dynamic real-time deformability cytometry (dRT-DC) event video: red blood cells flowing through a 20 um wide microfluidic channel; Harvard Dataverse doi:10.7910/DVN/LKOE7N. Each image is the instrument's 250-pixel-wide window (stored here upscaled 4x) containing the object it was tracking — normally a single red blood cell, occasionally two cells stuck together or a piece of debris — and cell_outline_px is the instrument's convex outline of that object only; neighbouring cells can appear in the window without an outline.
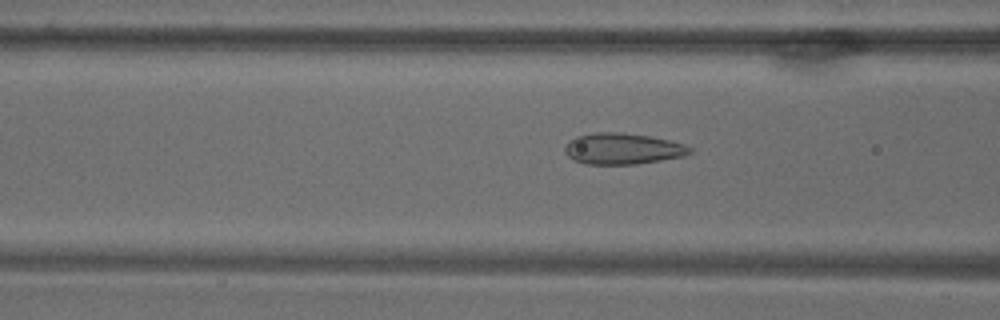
{"species": "common noctule bat (a hibernating species)", "species_latin": "Nyctalus noctula", "temperature_condition": "warm", "stored_images_in_passage": 70, "camera_frame_rate_fps": 3000, "um_per_image_px": 0.085, "animal": {"sex": "male", "body_mass_g": 18.8}, "frame": {"image": 1, "passage_image": 28, "time_ms": 9.0, "image_size_px": [1000, 320], "cell_outline_px": [[692, 152], [684, 156], [636, 164], [584, 164], [568, 156], [564, 152], [564, 148], [576, 136], [596, 132], [620, 132], [648, 136], [668, 140], [684, 144], [692, 148]], "centroid_in_image_um": [52.93, 12.64], "position_along_channel_um": 113.7, "area_um2": 22.48}}
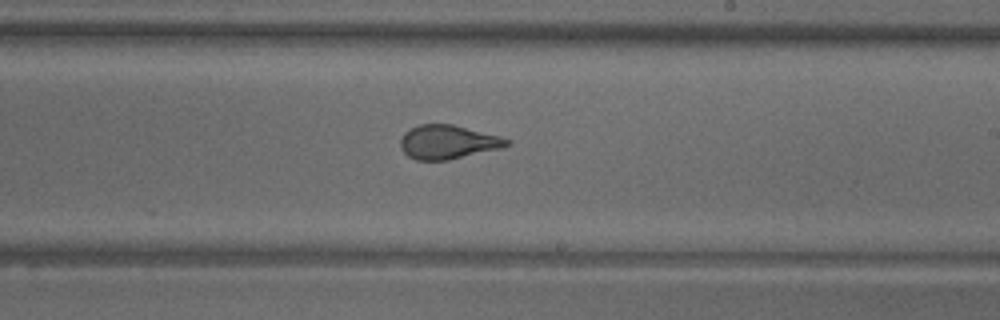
{"frame": {"image": 2, "passage_image": 42, "time_ms": 13.667, "image_size_px": [1000, 320], "cell_outline_px": [[512, 144], [500, 148], [448, 160], [416, 160], [408, 156], [400, 148], [400, 140], [404, 132], [420, 124], [452, 124], [500, 136], [512, 140]], "centroid_in_image_um": [38.07, 12.07], "position_along_channel_um": 250.9, "area_um2": 20.98}}
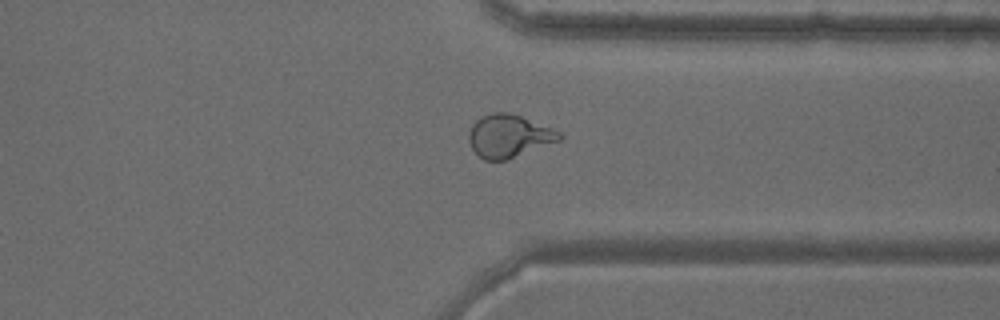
{"frame": {"image": 3, "passage_image": 54, "time_ms": 17.667, "image_size_px": [1000, 320], "cell_outline_px": [[564, 136], [560, 140], [508, 160], [484, 160], [472, 148], [468, 140], [468, 132], [472, 124], [476, 120], [492, 112], [508, 112], [520, 116], [552, 128], [560, 132]], "centroid_in_image_um": [43.25, 11.57], "position_along_channel_um": 368.2, "area_um2": 22.54}}